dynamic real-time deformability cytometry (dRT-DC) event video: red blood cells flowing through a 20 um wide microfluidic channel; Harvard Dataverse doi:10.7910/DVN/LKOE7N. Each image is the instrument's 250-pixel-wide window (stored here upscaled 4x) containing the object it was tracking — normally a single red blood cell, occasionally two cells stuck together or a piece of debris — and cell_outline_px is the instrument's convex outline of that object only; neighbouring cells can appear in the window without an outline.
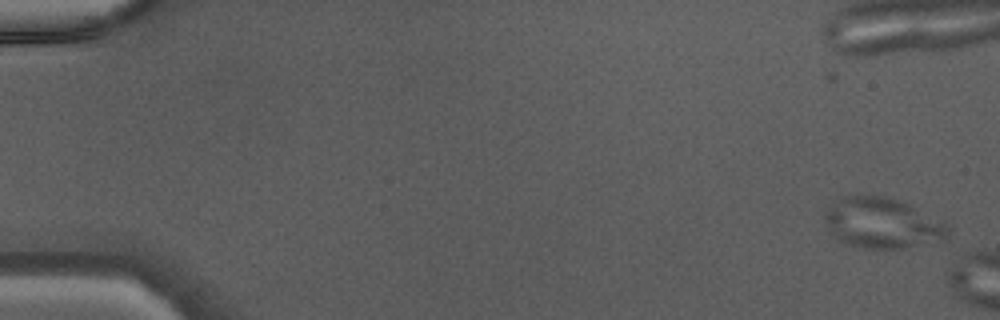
{"species": "Egyptian fruit bat (a non-hibernating species)", "species_latin": "Rousettus aegyptiacus", "temperature_condition": "warm", "stored_images_in_passage": 5, "segment_of_instrument_passage": [1, 2], "camera_frame_rate_fps": 3000, "um_per_image_px": 0.085, "animal": {"sex": "male"}, "frame": {"image": 1, "passage_image": 1, "time_ms": 0.0, "image_size_px": [1000, 320], "cell_outline_px": [[948, 236], [944, 240], [904, 248], [864, 248], [844, 244], [836, 236], [824, 220], [824, 212], [836, 200], [848, 196], [880, 196], [912, 204], [948, 224]], "centroid_in_image_um": [75.03, 18.97], "position_along_channel_um": 10.0, "area_um2": 36.01}}